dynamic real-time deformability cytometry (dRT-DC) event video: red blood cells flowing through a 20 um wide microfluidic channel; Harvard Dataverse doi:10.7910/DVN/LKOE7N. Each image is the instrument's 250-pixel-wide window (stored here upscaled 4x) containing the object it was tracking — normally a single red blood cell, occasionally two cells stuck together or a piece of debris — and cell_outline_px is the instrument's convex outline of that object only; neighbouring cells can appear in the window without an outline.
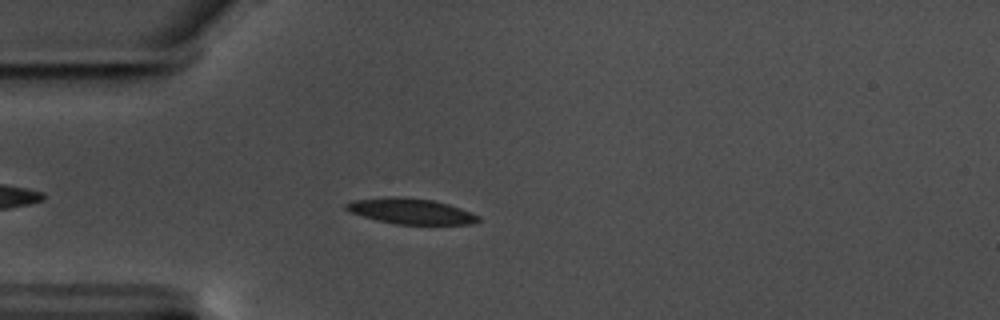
{"species": "common noctule bat (a hibernating species)", "species_latin": "Nyctalus noctula", "temperature_condition": "warm", "stored_images_in_passage": 40, "camera_frame_rate_fps": 3000, "um_per_image_px": 0.085, "animal": {"sex": "male", "body_mass_g": 17.5, "forearm_length_mm": 52.3}, "frame": {"image": 1, "passage_image": 7, "time_ms": 2.0, "image_size_px": [1000, 320], "cell_outline_px": [[480, 220], [472, 224], [396, 224], [376, 220], [348, 212], [344, 208], [344, 204], [352, 200], [388, 196], [396, 196], [432, 200], [448, 204], [460, 208], [480, 216]], "centroid_in_image_um": [34.86, 17.94], "position_along_channel_um": 50.1, "area_um2": 19.83}}
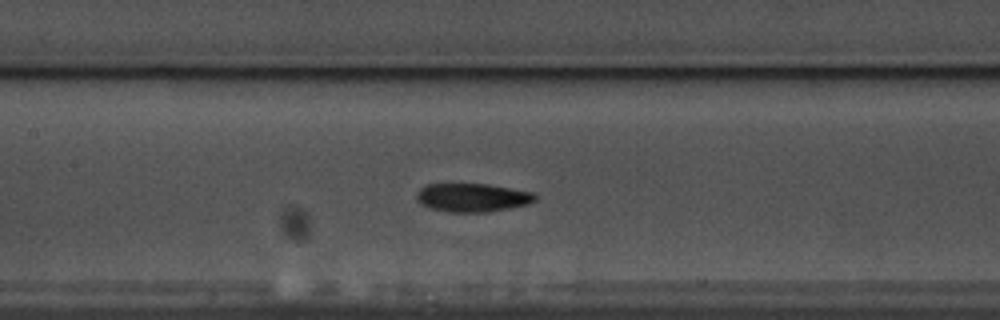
{"frame": {"image": 2, "passage_image": 18, "time_ms": 5.667, "image_size_px": [1000, 320], "cell_outline_px": [[536, 200], [528, 204], [488, 212], [444, 212], [428, 208], [420, 204], [416, 200], [416, 196], [420, 188], [428, 184], [488, 184], [536, 192]], "centroid_in_image_um": [40.15, 16.8], "position_along_channel_um": 167.3, "area_um2": 19.94}}
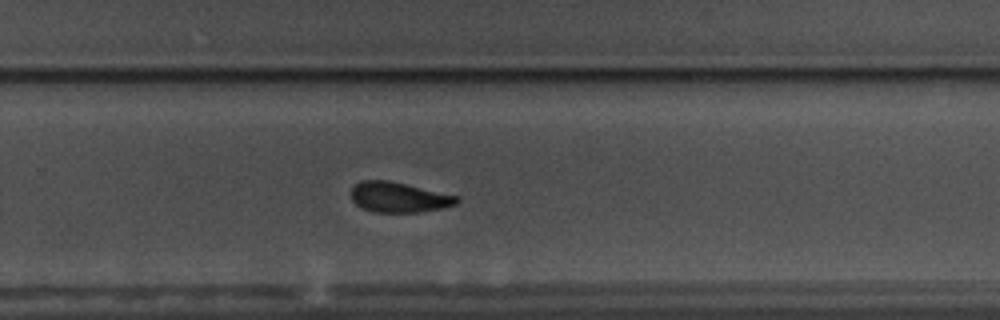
{"frame": {"image": 3, "passage_image": 29, "time_ms": 9.333, "image_size_px": [1000, 320], "cell_outline_px": [[460, 200], [456, 204], [444, 208], [420, 212], [372, 212], [360, 208], [352, 200], [352, 188], [360, 180], [388, 180], [460, 196]], "centroid_in_image_um": [33.92, 16.77], "position_along_channel_um": 295.9, "area_um2": 18.79}, "authors_computed_cell_mechanics": {"area_um2": 19.6809, "velocity_mm_per_s": 3.5168, "shape_relaxation_time_tau1_ms": 3.7229, "shape_relaxation_time_tau2_ms": 4.0671, "deformation_change_tau1": 0.1384, "deformation_change_tau2": 0.1156}}